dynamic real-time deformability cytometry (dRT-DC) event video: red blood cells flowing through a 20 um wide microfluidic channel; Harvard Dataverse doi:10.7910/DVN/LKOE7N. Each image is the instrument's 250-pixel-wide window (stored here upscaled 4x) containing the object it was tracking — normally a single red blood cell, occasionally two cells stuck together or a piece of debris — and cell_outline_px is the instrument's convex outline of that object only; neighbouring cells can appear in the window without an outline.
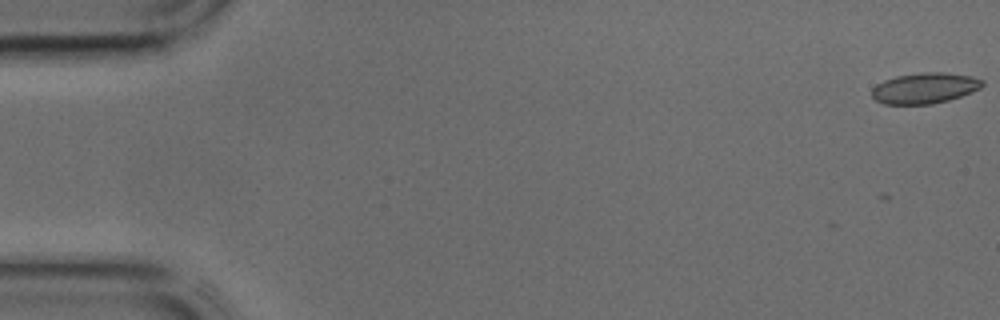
{"species": "common noctule bat (a hibernating species)", "species_latin": "Nyctalus noctula", "temperature_condition": "cold", "stored_images_in_passage": 6, "camera_frame_rate_fps": 3000, "um_per_image_px": 0.085, "animal": {"sex": "male", "body_mass_g": 17.9, "forearm_length_mm": 54.2}, "frame": {"image": 1, "passage_image": 1, "time_ms": 0.0, "image_size_px": [1000, 320], "cell_outline_px": [[984, 84], [980, 88], [972, 92], [948, 100], [932, 104], [884, 104], [876, 100], [872, 96], [872, 88], [876, 84], [884, 80], [896, 76], [920, 72], [944, 72], [972, 76], [984, 80]], "centroid_in_image_um": [78.6, 7.48], "position_along_channel_um": 6.4, "area_um2": 19.88}}